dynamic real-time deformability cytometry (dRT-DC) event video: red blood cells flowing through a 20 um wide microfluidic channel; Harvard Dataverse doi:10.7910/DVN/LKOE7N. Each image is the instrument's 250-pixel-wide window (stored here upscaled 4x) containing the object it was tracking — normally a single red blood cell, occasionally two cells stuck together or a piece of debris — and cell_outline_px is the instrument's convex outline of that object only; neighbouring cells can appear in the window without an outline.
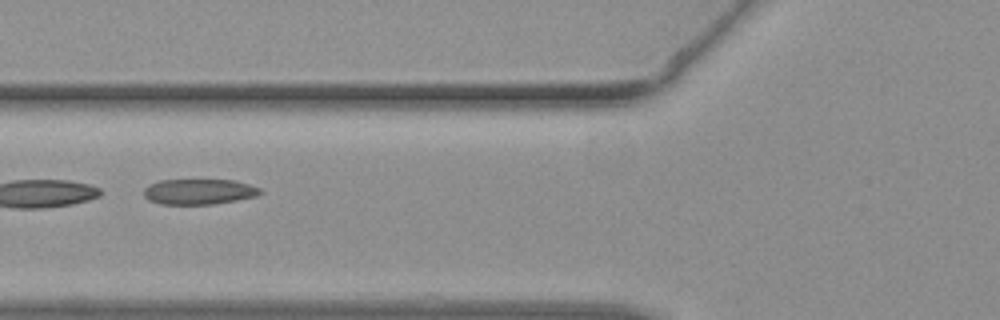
{"species": "common noctule bat (a hibernating species)", "species_latin": "Nyctalus noctula", "temperature_condition": "warm", "stored_images_in_passage": 33, "camera_frame_rate_fps": 3000, "um_per_image_px": 0.085, "animal": {"sex": "female", "body_mass_g": 19.3, "forearm_length_mm": 54.1}, "frame": {"image": 1, "passage_image": 6, "time_ms": 1.667, "image_size_px": [1000, 320], "cell_outline_px": [[264, 192], [256, 196], [236, 200], [212, 204], [160, 204], [148, 200], [144, 196], [144, 188], [148, 184], [160, 180], [236, 180], [260, 188]], "centroid_in_image_um": [16.9, 16.29], "position_along_channel_um": 108.9, "area_um2": 17.34}}